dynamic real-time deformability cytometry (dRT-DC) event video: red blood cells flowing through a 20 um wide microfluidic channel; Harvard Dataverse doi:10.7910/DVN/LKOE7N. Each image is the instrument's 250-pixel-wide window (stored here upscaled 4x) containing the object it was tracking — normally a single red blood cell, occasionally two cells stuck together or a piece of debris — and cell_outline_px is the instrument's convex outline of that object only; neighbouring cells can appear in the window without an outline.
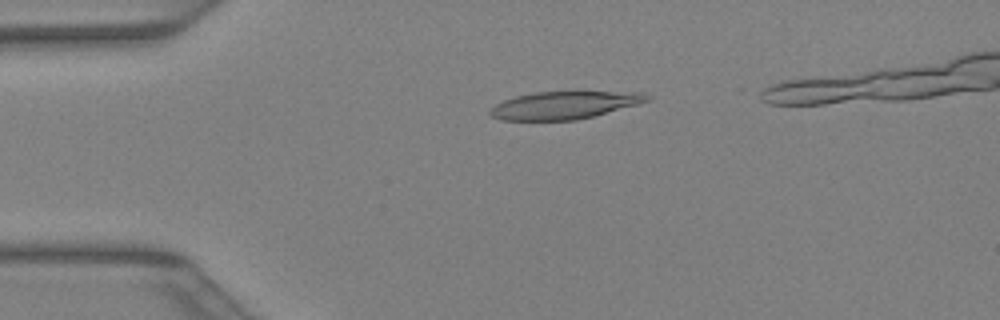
{"species": "Egyptian fruit bat (a non-hibernating species)", "species_latin": "Rousettus aegyptiacus", "temperature_condition": "warm", "stored_images_in_passage": 36, "camera_frame_rate_fps": 3000, "um_per_image_px": 0.085, "animal": {"sex": "female"}, "frame": {"image": 1, "passage_image": 9, "time_ms": 2.667, "image_size_px": [1000, 320], "cell_outline_px": [[652, 96], [648, 100], [636, 104], [592, 116], [576, 120], [500, 120], [492, 116], [488, 112], [496, 104], [504, 100], [516, 96], [532, 92], [572, 88], [640, 92]], "centroid_in_image_um": [48.0, 8.86], "position_along_channel_um": 37.0, "area_um2": 26.41}}
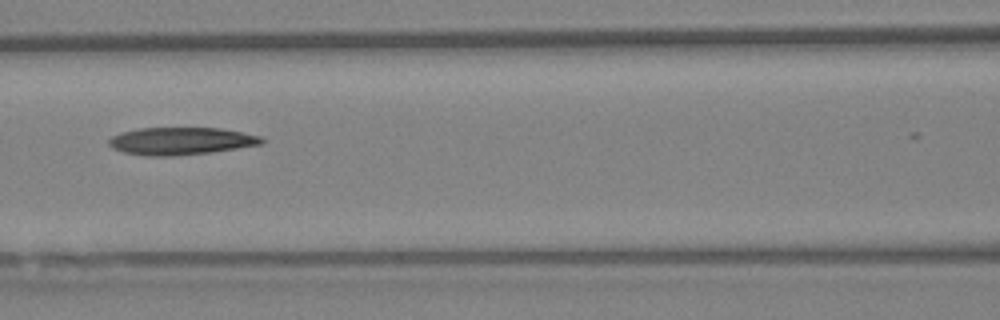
{"frame": {"image": 2, "passage_image": 18, "time_ms": 5.667, "image_size_px": [1000, 320], "cell_outline_px": [[264, 144], [212, 152], [172, 156], [148, 156], [124, 152], [112, 148], [108, 144], [108, 140], [112, 136], [120, 132], [140, 128], [220, 128], [260, 136], [264, 140]], "centroid_in_image_um": [15.36, 11.99], "position_along_channel_um": 151.2, "area_um2": 24.45}}
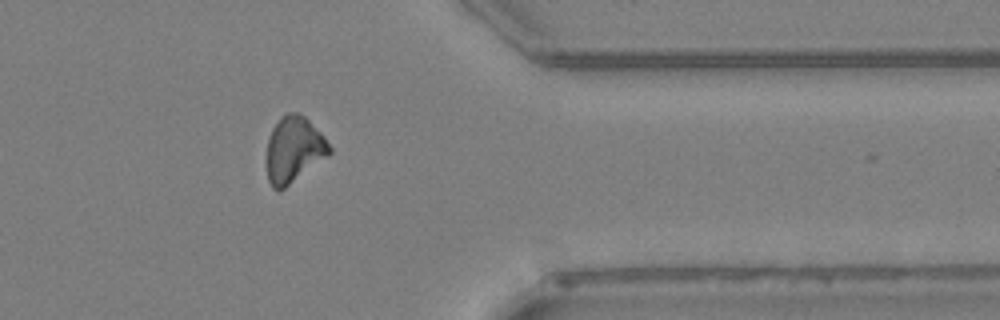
{"frame": {"image": 3, "passage_image": 33, "time_ms": 10.667, "image_size_px": [1000, 320], "cell_outline_px": [[332, 152], [284, 188], [272, 188], [268, 180], [268, 136], [272, 128], [280, 116], [288, 112], [296, 112], [304, 116], [324, 136], [332, 148]], "centroid_in_image_um": [24.98, 12.67], "position_along_channel_um": 386.4, "area_um2": 23.64}}